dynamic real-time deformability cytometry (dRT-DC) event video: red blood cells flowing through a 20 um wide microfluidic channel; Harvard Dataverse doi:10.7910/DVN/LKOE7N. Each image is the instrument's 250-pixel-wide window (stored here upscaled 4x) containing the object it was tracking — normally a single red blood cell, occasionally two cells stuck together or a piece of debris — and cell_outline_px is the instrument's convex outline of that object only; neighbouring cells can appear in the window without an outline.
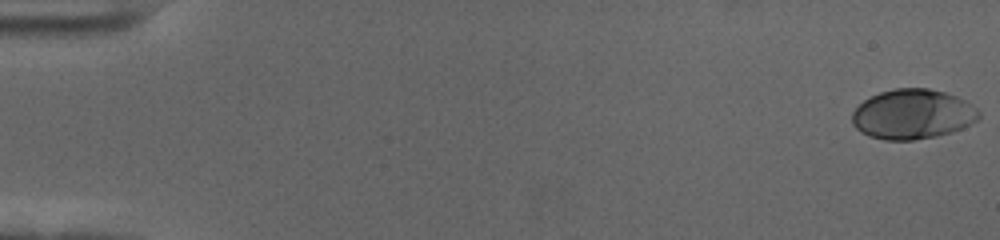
{"species": "human", "species_latin": "Homo sapiens", "temperature_condition": "cold", "stored_images_in_passage": 58, "camera_frame_rate_fps": 3000, "um_per_image_px": 0.085, "donor": {"sex": "female"}, "frame": {"image": 1, "passage_image": 1, "time_ms": 0.0, "image_size_px": [1000, 240], "cell_outline_px": [[980, 116], [976, 120], [952, 132], [936, 136], [912, 140], [884, 140], [868, 136], [860, 132], [852, 124], [852, 112], [864, 100], [880, 92], [896, 88], [928, 88], [944, 92], [956, 96], [972, 104], [980, 112]], "centroid_in_image_um": [77.55, 9.71], "position_along_channel_um": 7.5, "area_um2": 36.7}}
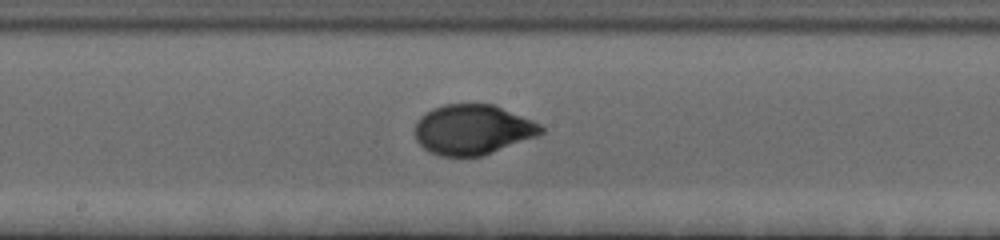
{"frame": {"image": 2, "passage_image": 32, "time_ms": 10.333, "image_size_px": [1000, 240], "cell_outline_px": [[544, 132], [536, 136], [484, 156], [440, 156], [428, 152], [416, 140], [416, 124], [420, 116], [424, 112], [432, 108], [444, 104], [492, 104], [532, 120], [540, 124], [544, 128]], "centroid_in_image_um": [40.16, 11.02], "position_along_channel_um": 208.0, "area_um2": 36.76}}
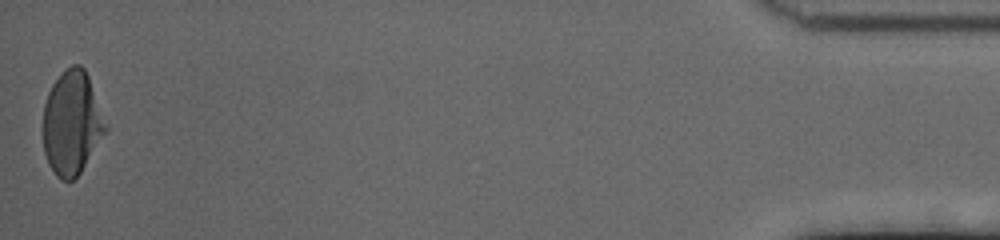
{"frame": {"image": 3, "passage_image": 58, "time_ms": 19.0, "image_size_px": [1000, 240], "cell_outline_px": [[108, 128], [80, 172], [72, 180], [60, 180], [56, 176], [48, 164], [44, 152], [44, 104], [48, 92], [52, 84], [72, 64], [80, 64], [84, 68], [88, 76]], "centroid_in_image_um": [6.1, 10.46], "position_along_channel_um": 429.1, "area_um2": 37.17}, "authors_computed_cell_mechanics": {"area_um2": 36.4718, "velocity_mm_per_s": 3.5459, "shape_relaxation_time_tau1_ms": 3.4452, "shape_relaxation_time_tau2_ms": null, "deformation_change_tau1": 0.1768, "deformation_change_tau2": null}}